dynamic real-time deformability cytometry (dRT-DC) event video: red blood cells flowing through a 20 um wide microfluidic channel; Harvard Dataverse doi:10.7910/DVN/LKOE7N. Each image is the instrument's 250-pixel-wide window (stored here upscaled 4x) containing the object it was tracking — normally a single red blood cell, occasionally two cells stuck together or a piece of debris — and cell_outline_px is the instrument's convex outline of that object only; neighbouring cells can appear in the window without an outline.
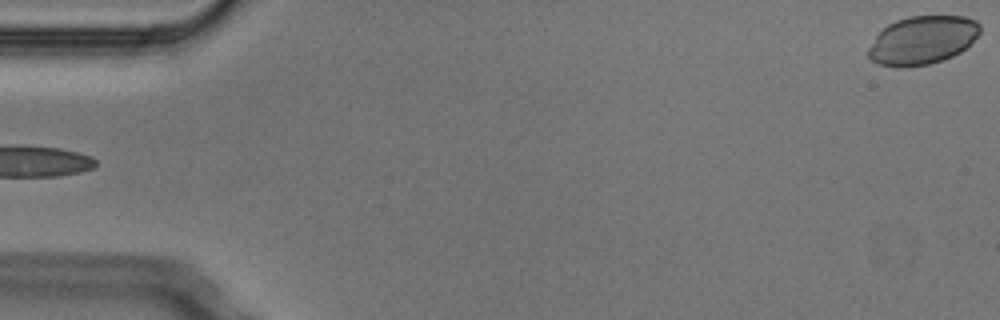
{"species": "Egyptian fruit bat (a non-hibernating species)", "species_latin": "Rousettus aegyptiacus", "temperature_condition": "cold", "stored_images_in_passage": 6, "segment_of_instrument_passage": [2, 2], "camera_frame_rate_fps": 3000, "um_per_image_px": 0.085, "animal": {"sex": "male"}, "frame": {"image": 1, "passage_image": 6, "time_ms": 1.667, "image_size_px": [1000, 320], "cell_outline_px": [[980, 32], [960, 52], [944, 60], [928, 64], [904, 68], [896, 68], [876, 64], [868, 56], [868, 48], [876, 36], [888, 24], [896, 20], [908, 16], [964, 16], [976, 20], [980, 24]], "centroid_in_image_um": [78.38, 3.43], "position_along_channel_um": 6.6, "area_um2": 31.56}}